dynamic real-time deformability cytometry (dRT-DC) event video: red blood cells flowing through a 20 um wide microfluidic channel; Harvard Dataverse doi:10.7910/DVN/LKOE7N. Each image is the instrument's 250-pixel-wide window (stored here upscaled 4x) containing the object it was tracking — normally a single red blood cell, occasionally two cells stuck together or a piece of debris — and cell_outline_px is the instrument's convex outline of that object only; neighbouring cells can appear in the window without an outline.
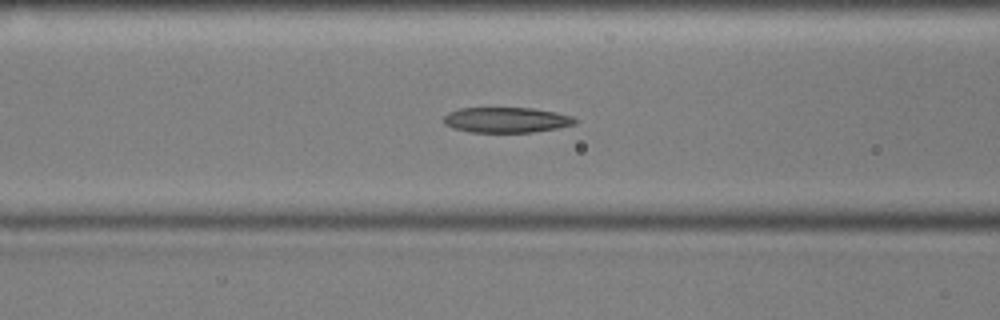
{"species": "common noctule bat (a hibernating species)", "species_latin": "Nyctalus noctula", "temperature_condition": "cold", "stored_images_in_passage": 48, "camera_frame_rate_fps": 3000, "um_per_image_px": 0.085, "animal": {"sex": "male", "body_mass_g": 17.9, "forearm_length_mm": 54.2}, "frame": {"image": 1, "passage_image": 14, "time_ms": 4.333, "image_size_px": [1000, 320], "cell_outline_px": [[576, 124], [536, 132], [468, 132], [452, 128], [444, 124], [444, 116], [448, 112], [460, 108], [532, 108], [556, 112], [572, 116], [576, 120]], "centroid_in_image_um": [43.02, 10.2], "position_along_channel_um": 123.6, "area_um2": 19.48}}
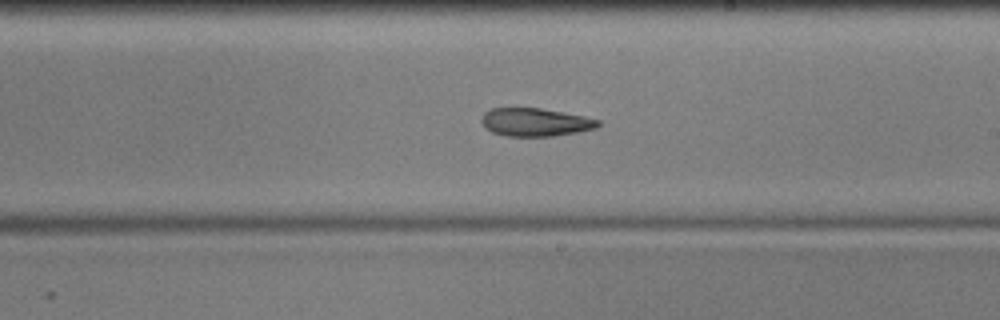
{"frame": {"image": 2, "passage_image": 24, "time_ms": 7.667, "image_size_px": [1000, 320], "cell_outline_px": [[600, 124], [596, 128], [576, 132], [552, 136], [504, 136], [492, 132], [484, 128], [480, 120], [484, 112], [492, 108], [540, 108], [584, 116], [600, 120]], "centroid_in_image_um": [45.46, 10.38], "position_along_channel_um": 243.5, "area_um2": 19.13}}
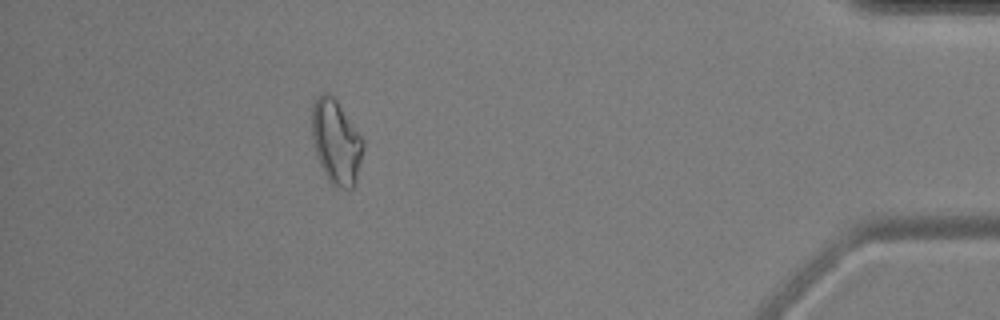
{"frame": {"image": 3, "passage_image": 42, "time_ms": 13.667, "image_size_px": [1000, 320], "cell_outline_px": [[364, 148], [356, 180], [352, 188], [336, 188], [328, 180], [316, 156], [312, 140], [312, 104], [316, 96], [320, 92], [328, 92], [336, 100], [364, 140]], "centroid_in_image_um": [28.55, 12.05], "position_along_channel_um": 406.6, "area_um2": 25.26}, "authors_computed_cell_mechanics": {"area_um2": 20.7213, "velocity_mm_per_s": 3.6048, "shape_relaxation_time_tau1_ms": null, "shape_relaxation_time_tau2_ms": 5.3919, "deformation_change_tau1": null, "deformation_change_tau2": 0.1496}}